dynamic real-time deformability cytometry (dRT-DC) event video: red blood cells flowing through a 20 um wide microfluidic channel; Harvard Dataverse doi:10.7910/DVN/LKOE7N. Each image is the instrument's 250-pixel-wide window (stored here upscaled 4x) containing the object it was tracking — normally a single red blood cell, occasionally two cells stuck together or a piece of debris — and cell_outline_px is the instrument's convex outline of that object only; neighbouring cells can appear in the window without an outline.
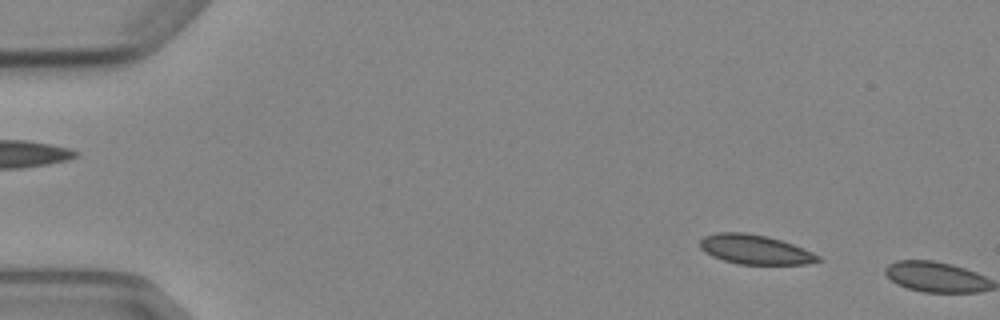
{"species": "Egyptian fruit bat (a non-hibernating species)", "species_latin": "Rousettus aegyptiacus", "temperature_condition": "cold", "stored_images_in_passage": 2, "camera_frame_rate_fps": 3000, "um_per_image_px": 0.085, "animal": {"sex": "female"}, "frame": {"image": 1, "passage_image": 1, "time_ms": 0.0, "image_size_px": [1000, 320], "cell_outline_px": [[824, 260], [804, 264], [740, 264], [724, 260], [712, 256], [704, 252], [700, 248], [700, 240], [704, 236], [716, 232], [744, 232], [768, 236], [804, 248], [820, 256]], "centroid_in_image_um": [64.17, 21.2], "position_along_channel_um": 20.8, "area_um2": 20.29}}